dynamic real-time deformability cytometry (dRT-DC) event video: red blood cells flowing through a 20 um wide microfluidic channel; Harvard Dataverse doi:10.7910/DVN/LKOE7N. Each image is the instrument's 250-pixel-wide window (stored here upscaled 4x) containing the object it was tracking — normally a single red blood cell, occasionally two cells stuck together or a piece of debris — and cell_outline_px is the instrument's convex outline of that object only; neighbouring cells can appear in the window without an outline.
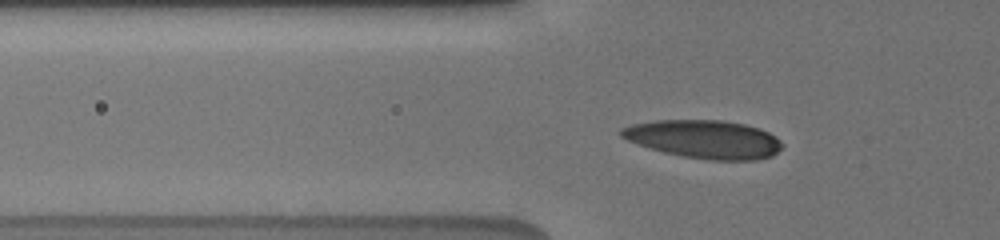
{"species": "human", "species_latin": "Homo sapiens", "temperature_condition": "cold", "stored_images_in_passage": 16, "camera_frame_rate_fps": 3000, "um_per_image_px": 0.085, "donor": {"sex": "male"}, "frame": {"image": 1, "passage_image": 2, "time_ms": 0.333, "image_size_px": [1000, 240], "cell_outline_px": [[784, 144], [772, 156], [756, 160], [712, 160], [684, 156], [664, 152], [648, 148], [628, 140], [620, 136], [620, 128], [632, 124], [656, 120], [724, 120], [744, 124], [760, 128], [776, 136]], "centroid_in_image_um": [59.87, 11.82], "position_along_channel_um": 65.9, "area_um2": 35.89}}
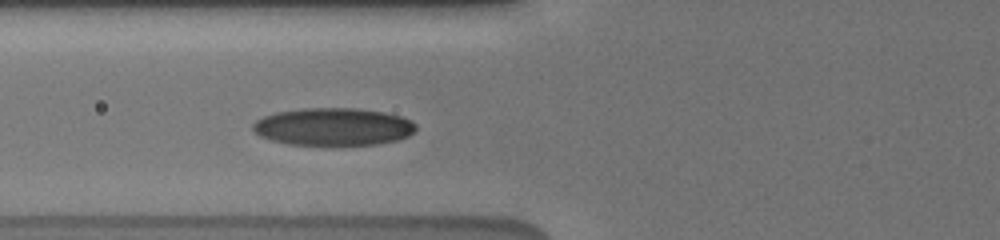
{"frame": {"image": 2, "passage_image": 10, "time_ms": 1.333, "image_size_px": [1000, 240], "cell_outline_px": [[416, 128], [408, 136], [396, 140], [376, 144], [288, 144], [272, 140], [260, 136], [252, 128], [252, 124], [256, 120], [264, 116], [276, 112], [304, 108], [356, 108], [384, 112], [400, 116], [412, 120], [416, 124]], "centroid_in_image_um": [28.33, 10.75], "position_along_channel_um": 97.5, "area_um2": 35.43}}